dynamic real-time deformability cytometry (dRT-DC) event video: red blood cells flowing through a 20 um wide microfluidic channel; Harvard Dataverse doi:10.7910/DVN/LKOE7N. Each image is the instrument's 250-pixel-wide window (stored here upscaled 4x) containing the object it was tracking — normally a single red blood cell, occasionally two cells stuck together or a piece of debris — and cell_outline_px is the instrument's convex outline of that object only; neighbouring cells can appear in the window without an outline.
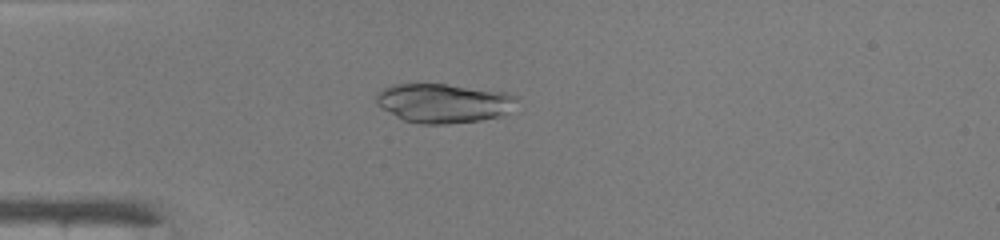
{"species": "common noctule bat (a hibernating species)", "species_latin": "Nyctalus noctula", "temperature_condition": "warm", "stored_images_in_passage": 28, "camera_frame_rate_fps": 3000, "um_per_image_px": 0.085, "animal": {"sex": "male", "body_mass_g": 19.0, "forearm_length_mm": 50.8}, "frame": {"image": 1, "passage_image": 1, "time_ms": 0.0, "image_size_px": [1000, 240], "cell_outline_px": [[516, 100], [504, 112], [496, 116], [480, 120], [444, 124], [420, 124], [404, 120], [396, 116], [376, 104], [376, 92], [392, 84], [448, 84], [508, 92], [516, 96]], "centroid_in_image_um": [37.63, 8.74], "position_along_channel_um": 47.4, "area_um2": 31.73}}
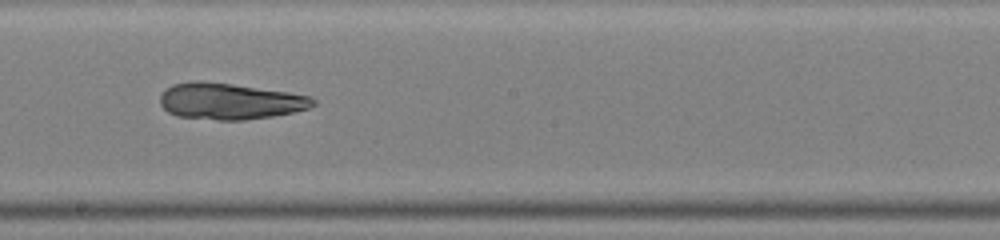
{"frame": {"image": 2, "passage_image": 15, "time_ms": 4.667, "image_size_px": [1000, 240], "cell_outline_px": [[316, 104], [308, 108], [292, 112], [272, 116], [244, 120], [216, 120], [176, 116], [168, 112], [160, 104], [160, 96], [172, 84], [192, 80], [200, 80], [232, 84], [288, 92], [308, 96], [316, 100]], "centroid_in_image_um": [19.5, 8.6], "position_along_channel_um": 228.7, "area_um2": 32.31}}
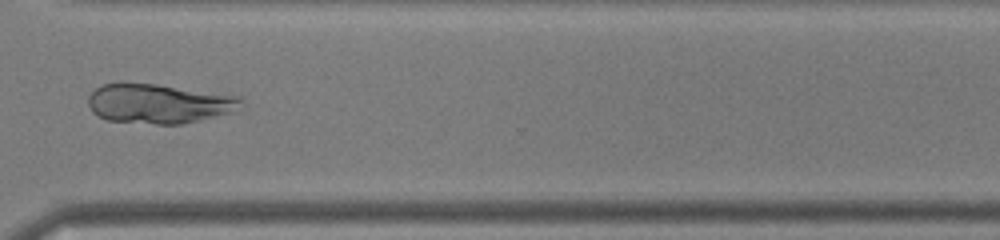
{"frame": {"image": 3, "passage_image": 24, "time_ms": 7.667, "image_size_px": [1000, 240], "cell_outline_px": [[244, 100], [228, 112], [200, 120], [184, 124], [156, 124], [108, 120], [92, 112], [88, 104], [88, 96], [100, 84], [156, 84], [240, 96]], "centroid_in_image_um": [13.45, 8.81], "position_along_channel_um": 357.2, "area_um2": 34.51}}